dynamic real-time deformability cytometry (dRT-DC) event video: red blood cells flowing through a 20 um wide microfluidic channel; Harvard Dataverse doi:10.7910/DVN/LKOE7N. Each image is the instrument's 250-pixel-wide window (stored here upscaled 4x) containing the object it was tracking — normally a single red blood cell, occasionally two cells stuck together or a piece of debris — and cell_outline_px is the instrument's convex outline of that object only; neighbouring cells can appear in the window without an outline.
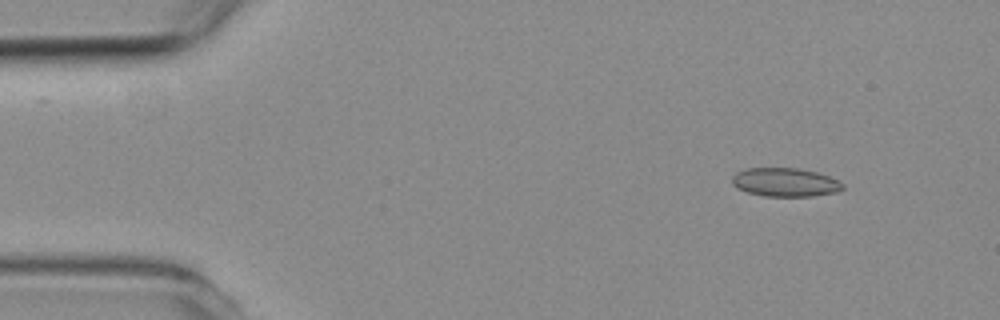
{"species": "common noctule bat (a hibernating species)", "species_latin": "Nyctalus noctula", "temperature_condition": "room temperature", "stored_images_in_passage": 6, "camera_frame_rate_fps": 3000, "um_per_image_px": 0.085, "animal": {"sex": "female", "body_mass_g": 19.3, "forearm_length_mm": 54.1}, "frame": {"image": 1, "passage_image": 1, "time_ms": 0.0, "image_size_px": [1000, 320], "cell_outline_px": [[844, 188], [836, 192], [812, 196], [764, 196], [748, 192], [736, 188], [732, 184], [732, 176], [736, 172], [744, 168], [796, 168], [816, 172], [828, 176], [844, 184]], "centroid_in_image_um": [66.7, 15.49], "position_along_channel_um": 18.3, "area_um2": 18.44}}
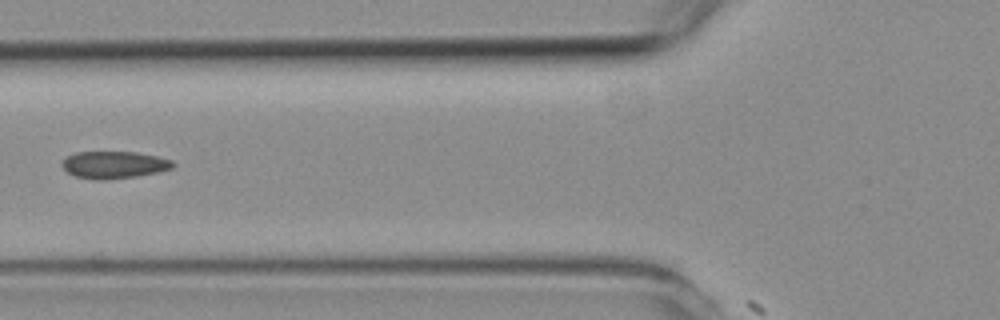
{"frame": {"image": 2, "passage_image": 5, "time_ms": 4.667, "image_size_px": [1000, 320], "cell_outline_px": [[176, 164], [172, 168], [160, 172], [136, 176], [104, 180], [96, 180], [76, 176], [68, 172], [60, 164], [68, 156], [76, 152], [136, 152], [156, 156], [172, 160]], "centroid_in_image_um": [9.72, 14.01], "position_along_channel_um": 116.1, "area_um2": 17.51}}
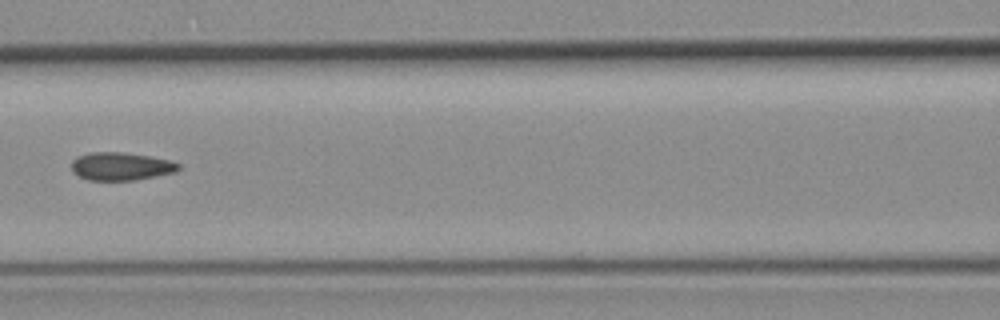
{"frame": {"image": 3, "passage_image": 6, "time_ms": 5.667, "image_size_px": [1000, 320], "cell_outline_px": [[180, 168], [176, 172], [156, 176], [132, 180], [88, 180], [72, 172], [72, 160], [76, 156], [92, 152], [120, 152], [148, 156], [168, 160], [180, 164]], "centroid_in_image_um": [10.26, 14.14], "position_along_channel_um": 156.3, "area_um2": 17.34}}